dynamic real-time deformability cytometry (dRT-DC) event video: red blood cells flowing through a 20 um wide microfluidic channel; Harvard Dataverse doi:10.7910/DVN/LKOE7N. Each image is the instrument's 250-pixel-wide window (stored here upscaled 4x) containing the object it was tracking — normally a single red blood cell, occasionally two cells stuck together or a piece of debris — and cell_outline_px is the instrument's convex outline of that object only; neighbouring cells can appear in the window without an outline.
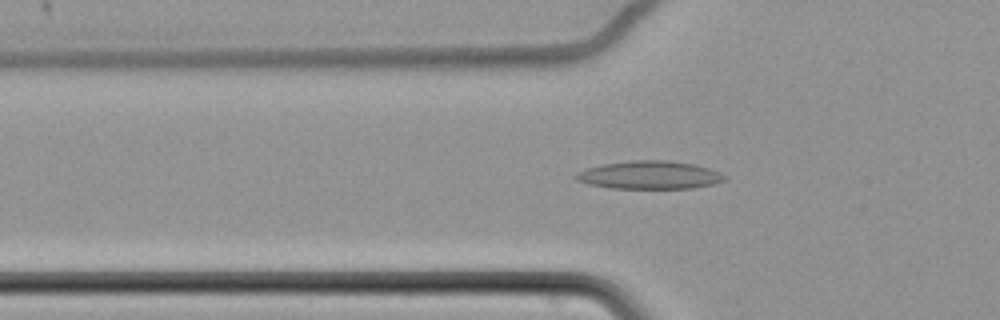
{"species": "common noctule bat (a hibernating species)", "species_latin": "Nyctalus noctula", "temperature_condition": "cold", "stored_images_in_passage": 60, "camera_frame_rate_fps": 3000, "um_per_image_px": 0.085, "animal": {"sex": "female", "body_mass_g": 22.7, "forearm_length_mm": 54.2}, "frame": {"image": 1, "passage_image": 21, "time_ms": 6.667, "image_size_px": [1000, 320], "cell_outline_px": [[728, 176], [724, 180], [716, 184], [692, 188], [612, 188], [588, 184], [576, 180], [572, 176], [576, 172], [600, 164], [632, 160], [664, 160], [696, 164], [720, 172]], "centroid_in_image_um": [55.21, 14.87], "position_along_channel_um": 70.6, "area_um2": 24.51}}
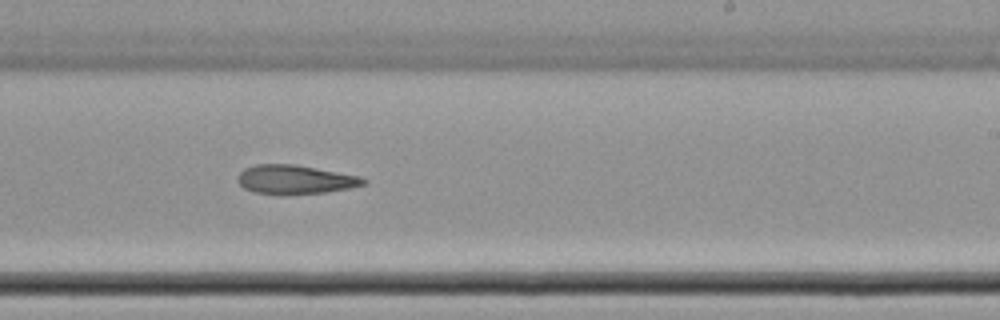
{"frame": {"image": 2, "passage_image": 38, "time_ms": 12.333, "image_size_px": [1000, 320], "cell_outline_px": [[368, 184], [348, 188], [324, 192], [256, 192], [244, 188], [236, 180], [236, 176], [244, 168], [256, 164], [296, 164], [360, 176], [368, 180]], "centroid_in_image_um": [25.1, 15.21], "position_along_channel_um": 263.9, "area_um2": 20.63}}
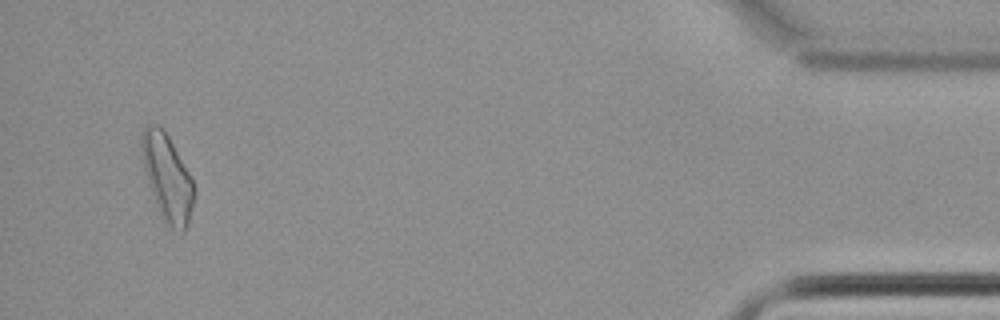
{"frame": {"image": 3, "passage_image": 58, "time_ms": 19.0, "image_size_px": [1000, 320], "cell_outline_px": [[192, 204], [188, 224], [184, 232], [172, 228], [164, 220], [156, 204], [148, 184], [140, 152], [140, 136], [144, 128], [148, 124], [156, 124], [168, 136], [188, 172], [192, 180]], "centroid_in_image_um": [14.16, 15.06], "position_along_channel_um": 421.0, "area_um2": 25.61}}